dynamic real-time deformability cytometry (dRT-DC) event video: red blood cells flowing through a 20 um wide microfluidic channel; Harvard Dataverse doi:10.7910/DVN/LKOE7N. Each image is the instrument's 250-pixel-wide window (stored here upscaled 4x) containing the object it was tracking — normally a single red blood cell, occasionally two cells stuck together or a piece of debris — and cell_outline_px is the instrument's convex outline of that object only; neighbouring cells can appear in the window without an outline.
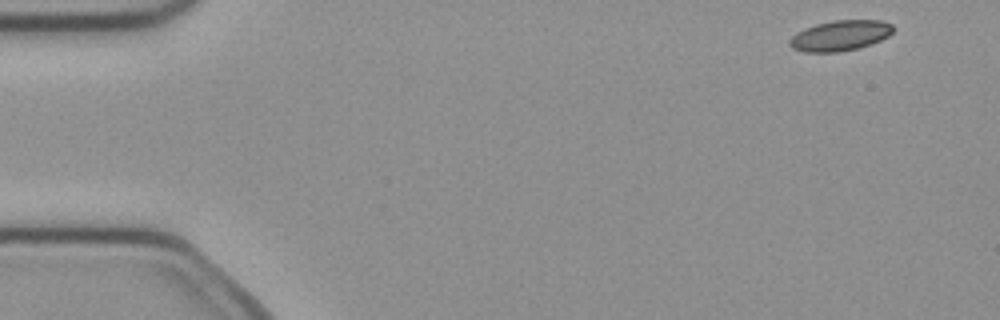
{"species": "common noctule bat (a hibernating species)", "species_latin": "Nyctalus noctula", "temperature_condition": "cold", "stored_images_in_passage": 48, "camera_frame_rate_fps": 3000, "um_per_image_px": 0.085, "animal": {"sex": "female", "body_mass_g": 21.9}, "frame": {"image": 1, "passage_image": 1, "time_ms": 0.0, "image_size_px": [1000, 320], "cell_outline_px": [[896, 28], [888, 36], [872, 44], [856, 48], [836, 52], [804, 52], [792, 48], [788, 44], [788, 40], [796, 32], [804, 28], [816, 24], [836, 20], [880, 20], [892, 24]], "centroid_in_image_um": [71.4, 3.02], "position_along_channel_um": 13.6, "area_um2": 18.44}}
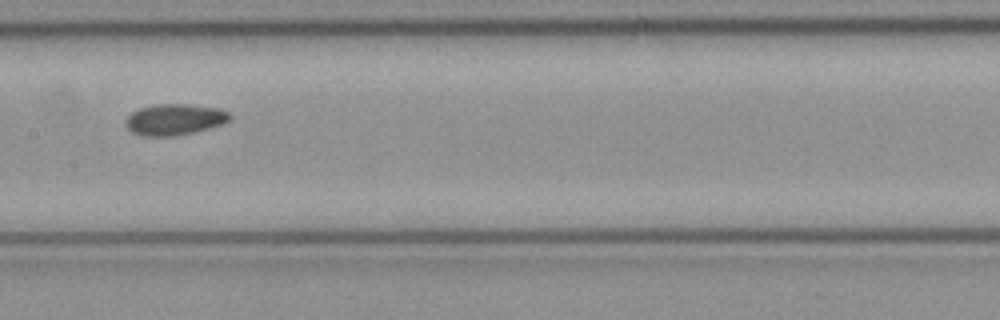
{"frame": {"image": 2, "passage_image": 23, "time_ms": 7.333, "image_size_px": [1000, 320], "cell_outline_px": [[232, 116], [224, 124], [196, 132], [176, 136], [140, 136], [132, 132], [124, 124], [124, 120], [132, 112], [140, 108], [152, 104], [188, 104], [220, 108], [228, 112]], "centroid_in_image_um": [14.83, 10.16], "position_along_channel_um": 192.6, "area_um2": 19.25}}
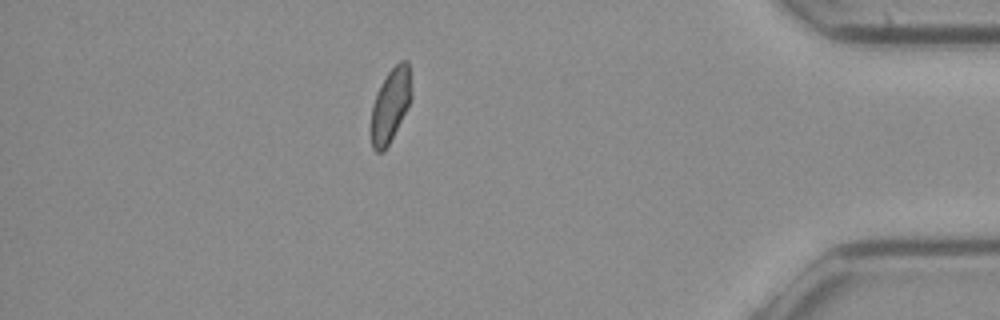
{"frame": {"image": 3, "passage_image": 42, "time_ms": 13.667, "image_size_px": [1000, 320], "cell_outline_px": [[412, 100], [408, 108], [384, 152], [376, 152], [372, 148], [372, 104], [376, 92], [380, 84], [388, 72], [400, 60], [408, 60], [412, 92]], "centroid_in_image_um": [33.21, 8.91], "position_along_channel_um": 402.0, "area_um2": 17.4}, "authors_computed_cell_mechanics": {"area_um2": 18.3515, "velocity_mm_per_s": 4.0148, "shape_relaxation_time_tau1_ms": null, "shape_relaxation_time_tau2_ms": 6.7218, "deformation_change_tau1": null, "deformation_change_tau2": 0.0915}}